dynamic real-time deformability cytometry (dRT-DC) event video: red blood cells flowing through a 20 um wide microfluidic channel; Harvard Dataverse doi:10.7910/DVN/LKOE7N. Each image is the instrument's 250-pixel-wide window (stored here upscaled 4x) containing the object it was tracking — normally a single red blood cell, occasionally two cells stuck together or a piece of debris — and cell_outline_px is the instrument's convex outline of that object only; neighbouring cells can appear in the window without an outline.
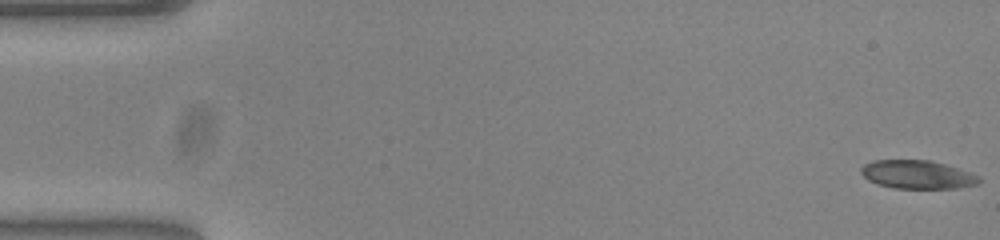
{"species": "common noctule bat (a hibernating species)", "species_latin": "Nyctalus noctula", "temperature_condition": "warm", "stored_images_in_passage": 54, "camera_frame_rate_fps": 3000, "um_per_image_px": 0.085, "animal": {"sex": "female", "body_mass_g": 23.0, "forearm_length_mm": 53.4}, "frame": {"image": 1, "passage_image": 1, "time_ms": 0.0, "image_size_px": [1000, 240], "cell_outline_px": [[980, 180], [976, 184], [960, 188], [892, 188], [876, 184], [868, 180], [860, 172], [860, 168], [864, 164], [872, 160], [932, 160], [972, 172], [980, 176]], "centroid_in_image_um": [77.97, 14.83], "position_along_channel_um": 7.0, "area_um2": 19.77}}
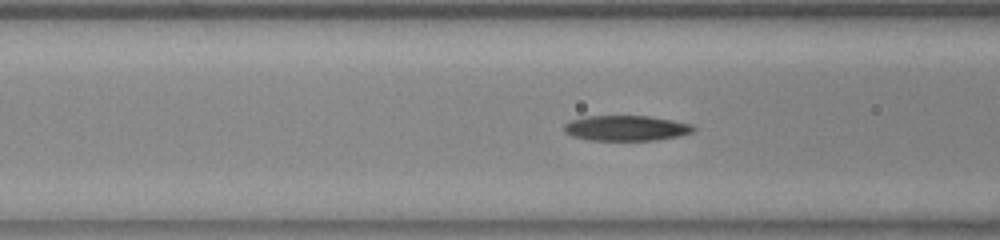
{"frame": {"image": 2, "passage_image": 21, "time_ms": 6.667, "image_size_px": [1000, 240], "cell_outline_px": [[696, 128], [692, 132], [676, 136], [656, 140], [588, 140], [572, 136], [564, 132], [564, 124], [572, 120], [588, 116], [648, 116], [672, 120], [692, 124]], "centroid_in_image_um": [53.21, 10.89], "position_along_channel_um": 113.4, "area_um2": 18.96}}
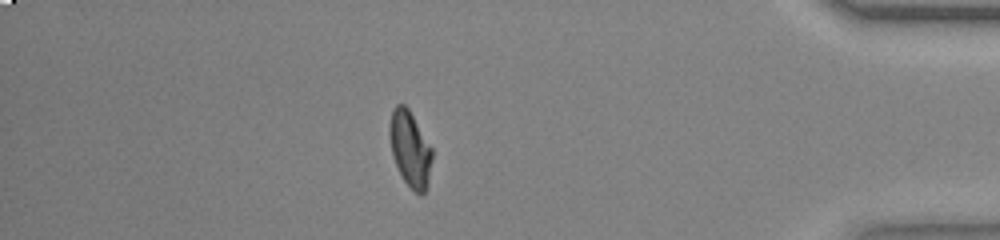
{"frame": {"image": 3, "passage_image": 47, "time_ms": 15.333, "image_size_px": [1000, 240], "cell_outline_px": [[432, 156], [428, 184], [424, 192], [420, 196], [404, 180], [396, 164], [392, 152], [388, 136], [388, 128], [392, 112], [396, 104], [404, 104], [408, 108], [432, 148]], "centroid_in_image_um": [34.85, 12.64], "position_along_channel_um": 400.4, "area_um2": 18.5}, "authors_computed_cell_mechanics": {"area_um2": 19.3919, "velocity_mm_per_s": 3.7909, "shape_relaxation_time_tau1_ms": 9.4784, "shape_relaxation_time_tau2_ms": 2.1651, "deformation_change_tau1": 0.3119, "deformation_change_tau2": 0.0826}}